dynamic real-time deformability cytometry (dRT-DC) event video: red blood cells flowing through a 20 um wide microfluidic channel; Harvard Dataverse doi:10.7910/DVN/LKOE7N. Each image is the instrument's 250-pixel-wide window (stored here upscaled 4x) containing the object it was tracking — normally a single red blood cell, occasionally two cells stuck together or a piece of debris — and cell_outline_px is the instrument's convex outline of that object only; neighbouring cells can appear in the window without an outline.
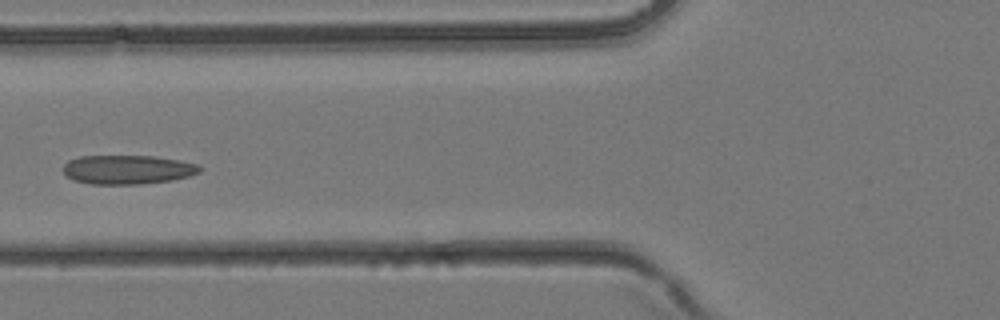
{"species": "common noctule bat (a hibernating species)", "species_latin": "Nyctalus noctula", "temperature_condition": "room temperature", "stored_images_in_passage": 36, "camera_frame_rate_fps": 3000, "um_per_image_px": 0.085, "animal": {"sex": "female", "body_mass_g": 24.6, "forearm_length_mm": 56.2}, "frame": {"image": 1, "passage_image": 13, "time_ms": 4.0, "image_size_px": [1000, 320], "cell_outline_px": [[204, 168], [200, 172], [188, 176], [172, 180], [140, 184], [88, 184], [72, 180], [64, 176], [64, 164], [68, 160], [80, 156], [152, 156], [180, 160], [200, 164]], "centroid_in_image_um": [10.84, 14.42], "position_along_channel_um": 115.0, "area_um2": 23.41}}
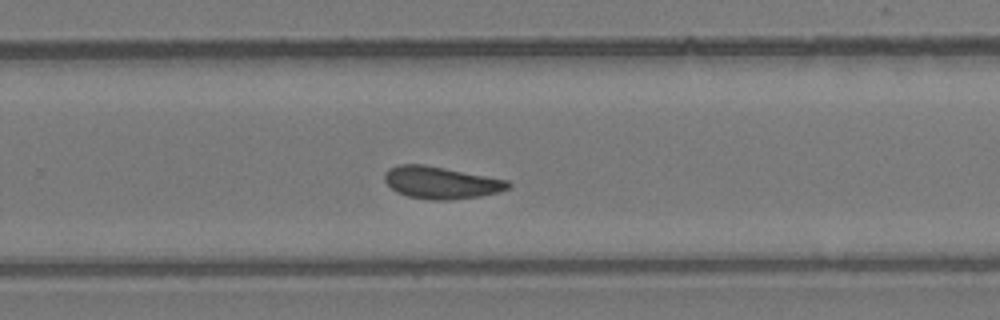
{"frame": {"image": 2, "passage_image": 23, "time_ms": 7.333, "image_size_px": [1000, 320], "cell_outline_px": [[512, 184], [508, 188], [500, 192], [480, 196], [448, 200], [432, 200], [408, 196], [396, 192], [384, 180], [384, 172], [388, 168], [396, 164], [424, 164], [508, 180]], "centroid_in_image_um": [37.46, 15.51], "position_along_channel_um": 292.3, "area_um2": 23.24}}
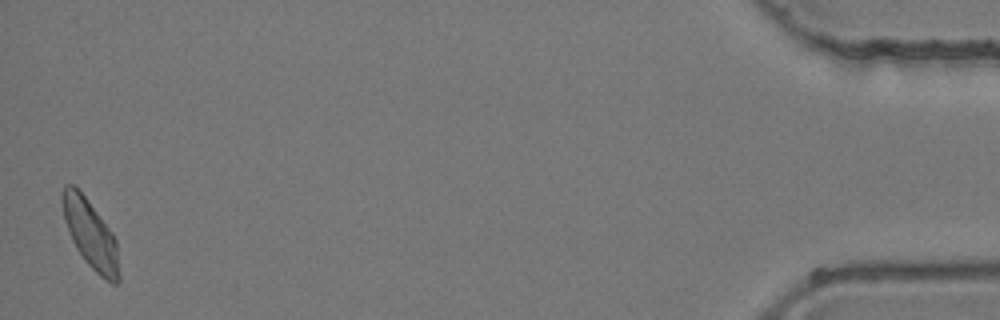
{"frame": {"image": 3, "passage_image": 36, "time_ms": 11.667, "image_size_px": [1000, 320], "cell_outline_px": [[120, 284], [112, 284], [100, 276], [84, 260], [76, 248], [72, 240], [64, 220], [60, 200], [60, 196], [64, 184], [72, 184], [84, 196], [112, 232], [116, 240], [120, 276]], "centroid_in_image_um": [7.68, 19.93], "position_along_channel_um": 427.5, "area_um2": 22.6}}